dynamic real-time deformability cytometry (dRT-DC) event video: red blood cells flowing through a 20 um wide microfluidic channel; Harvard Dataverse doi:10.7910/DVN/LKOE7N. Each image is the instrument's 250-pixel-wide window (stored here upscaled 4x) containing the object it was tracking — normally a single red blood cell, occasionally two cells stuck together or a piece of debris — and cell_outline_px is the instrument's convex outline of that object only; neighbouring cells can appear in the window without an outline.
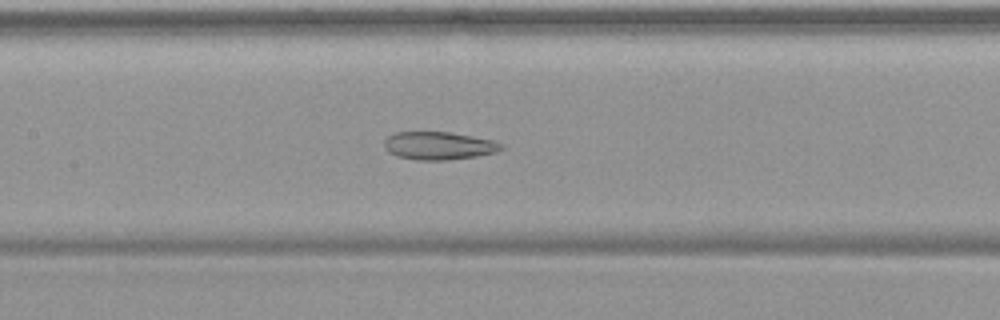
{"species": "common noctule bat (a hibernating species)", "species_latin": "Nyctalus noctula", "temperature_condition": "warm", "stored_images_in_passage": 55, "camera_frame_rate_fps": 3000, "um_per_image_px": 0.085, "animal": {"sex": "female", "body_mass_g": 19.9}, "frame": {"image": 1, "passage_image": 27, "time_ms": 8.667, "image_size_px": [1000, 320], "cell_outline_px": [[504, 148], [496, 152], [476, 156], [448, 160], [416, 160], [396, 156], [388, 152], [384, 148], [384, 140], [392, 132], [448, 132], [496, 140], [504, 144]], "centroid_in_image_um": [37.29, 12.38], "position_along_channel_um": 170.1, "area_um2": 19.31}}
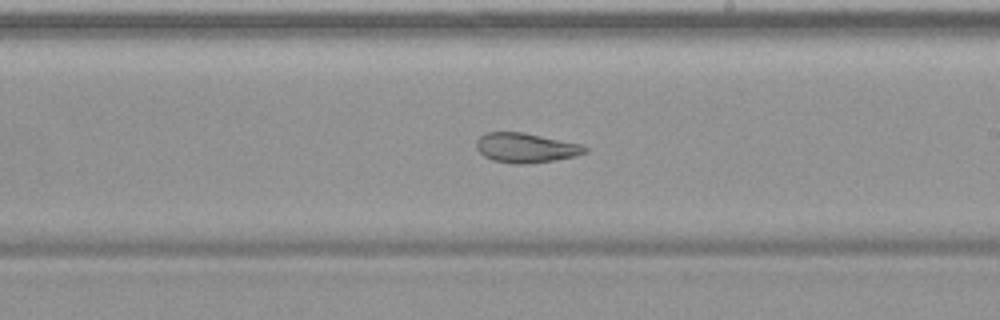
{"frame": {"image": 2, "passage_image": 33, "time_ms": 10.667, "image_size_px": [1000, 320], "cell_outline_px": [[588, 152], [576, 156], [556, 160], [520, 164], [512, 164], [492, 160], [484, 156], [476, 148], [476, 140], [484, 132], [524, 132], [580, 144], [588, 148]], "centroid_in_image_um": [44.68, 12.56], "position_along_channel_um": 244.3, "area_um2": 18.84}}
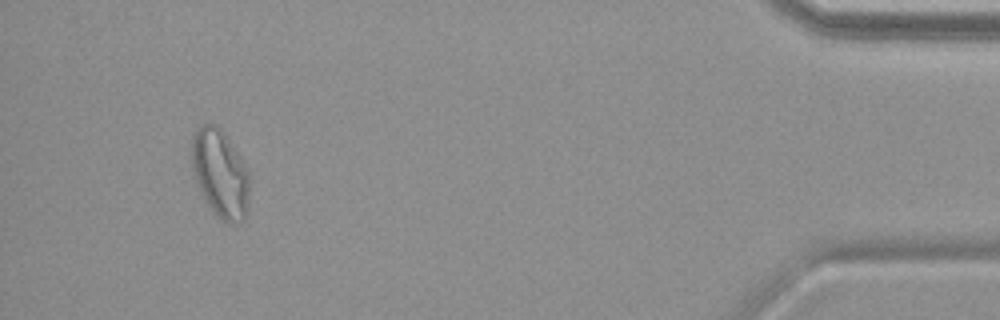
{"frame": {"image": 3, "passage_image": 52, "time_ms": 17.0, "image_size_px": [1000, 320], "cell_outline_px": [[248, 216], [240, 224], [228, 224], [220, 220], [216, 216], [200, 192], [192, 172], [192, 136], [196, 128], [200, 124], [216, 124], [224, 132], [248, 168]], "centroid_in_image_um": [18.72, 14.78], "position_along_channel_um": 416.5, "area_um2": 30.17}, "authors_computed_cell_mechanics": {"area_um2": 26.6458, "velocity_mm_per_s": 3.7308, "shape_relaxation_time_tau1_ms": null, "shape_relaxation_time_tau2_ms": 1.979, "deformation_change_tau1": null, "deformation_change_tau2": 0.086}}